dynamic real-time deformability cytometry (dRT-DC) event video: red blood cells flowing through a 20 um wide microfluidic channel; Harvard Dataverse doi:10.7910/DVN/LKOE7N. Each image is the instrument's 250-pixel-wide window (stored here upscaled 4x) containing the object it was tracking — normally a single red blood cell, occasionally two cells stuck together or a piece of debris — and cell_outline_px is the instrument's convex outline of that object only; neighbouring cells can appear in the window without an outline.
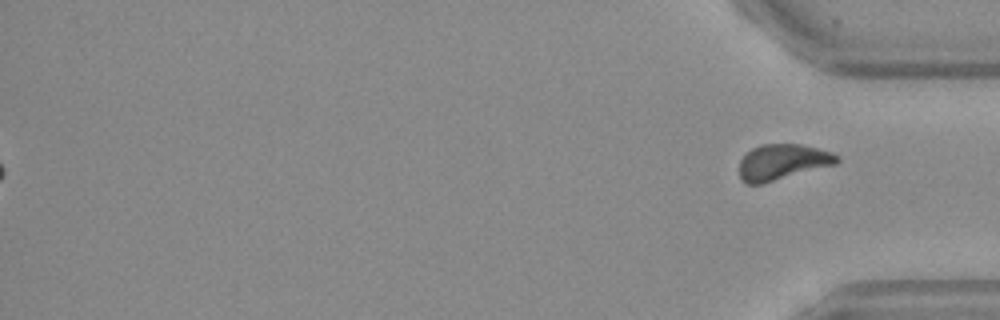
{"species": "Egyptian fruit bat (a non-hibernating species)", "species_latin": "Rousettus aegyptiacus", "temperature_condition": "warm", "stored_images_in_passage": 46, "segment_of_instrument_passage": [2, 2], "camera_frame_rate_fps": 3000, "um_per_image_px": 0.085, "frame": {"image": 1, "passage_image": 46, "time_ms": 15.0, "image_size_px": [1000, 320], "cell_outline_px": [[840, 160], [836, 164], [760, 184], [744, 184], [740, 180], [740, 160], [752, 148], [760, 144], [800, 144], [832, 152], [840, 156]], "centroid_in_image_um": [66.5, 13.77], "position_along_channel_um": 368.7, "area_um2": 20.23}}